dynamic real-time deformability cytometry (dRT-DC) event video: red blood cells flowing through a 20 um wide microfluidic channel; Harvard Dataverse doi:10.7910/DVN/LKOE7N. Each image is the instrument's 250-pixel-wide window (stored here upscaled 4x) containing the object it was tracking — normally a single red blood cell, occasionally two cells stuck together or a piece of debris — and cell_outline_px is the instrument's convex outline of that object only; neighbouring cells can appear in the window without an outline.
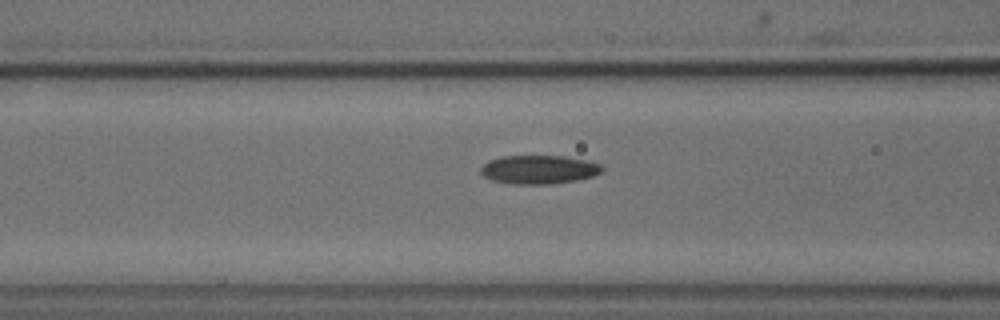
{"species": "common noctule bat (a hibernating species)", "species_latin": "Nyctalus noctula", "temperature_condition": "cold", "stored_images_in_passage": 13, "camera_frame_rate_fps": 3000, "um_per_image_px": 0.085, "animal": {"sex": "male", "body_mass_g": 18.8}, "frame": {"image": 1, "passage_image": 11, "time_ms": 3.333, "image_size_px": [1000, 320], "cell_outline_px": [[604, 168], [600, 172], [592, 176], [576, 180], [552, 184], [512, 184], [492, 180], [484, 176], [480, 172], [480, 168], [488, 160], [504, 156], [564, 156], [588, 160], [600, 164]], "centroid_in_image_um": [45.8, 14.41], "position_along_channel_um": 120.8, "area_um2": 20.29}}